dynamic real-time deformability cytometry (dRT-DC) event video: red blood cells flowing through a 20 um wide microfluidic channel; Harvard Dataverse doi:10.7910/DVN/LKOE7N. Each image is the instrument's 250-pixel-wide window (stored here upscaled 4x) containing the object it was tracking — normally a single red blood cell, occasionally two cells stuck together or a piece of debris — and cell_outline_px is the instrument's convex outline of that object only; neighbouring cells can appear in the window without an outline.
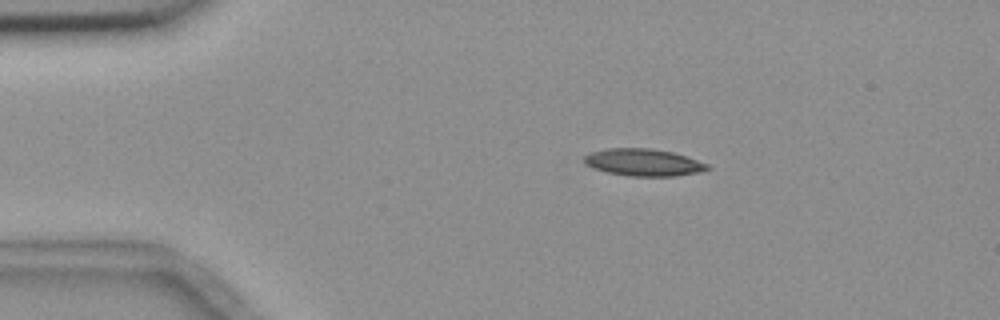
{"species": "common noctule bat (a hibernating species)", "species_latin": "Nyctalus noctula", "temperature_condition": "room temperature", "stored_images_in_passage": 4, "camera_frame_rate_fps": 3000, "um_per_image_px": 0.085, "animal": {"sex": "female", "body_mass_g": 18.4}, "frame": {"image": 1, "passage_image": 3, "time_ms": 2.333, "image_size_px": [1000, 320], "cell_outline_px": [[712, 168], [700, 172], [676, 176], [628, 176], [608, 172], [592, 168], [584, 164], [584, 156], [592, 152], [604, 148], [652, 148], [672, 152], [708, 164]], "centroid_in_image_um": [54.67, 13.8], "position_along_channel_um": 30.3, "area_um2": 19.54}}